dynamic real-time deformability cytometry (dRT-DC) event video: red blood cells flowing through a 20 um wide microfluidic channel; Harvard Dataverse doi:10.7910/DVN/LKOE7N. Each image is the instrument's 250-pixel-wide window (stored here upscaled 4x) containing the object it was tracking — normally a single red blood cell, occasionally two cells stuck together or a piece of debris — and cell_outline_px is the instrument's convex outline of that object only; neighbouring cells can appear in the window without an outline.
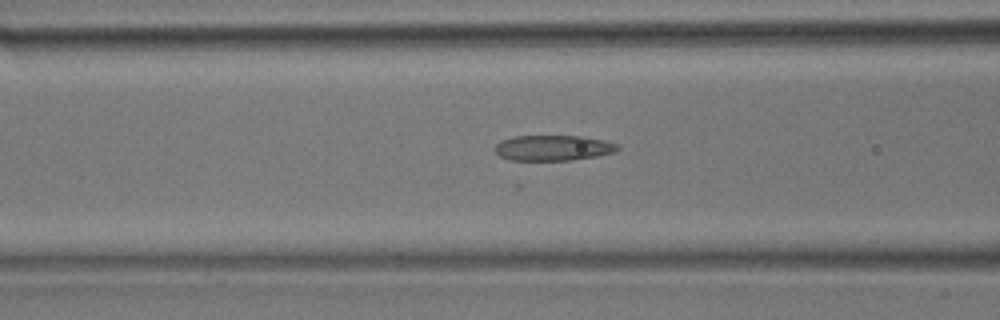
{"species": "common noctule bat (a hibernating species)", "species_latin": "Nyctalus noctula", "temperature_condition": "room temperature", "stored_images_in_passage": 25, "camera_frame_rate_fps": 3000, "um_per_image_px": 0.085, "animal": {"sex": "male", "body_mass_g": 17.9}, "frame": {"image": 1, "passage_image": 7, "time_ms": 2.0, "image_size_px": [1000, 320], "cell_outline_px": [[620, 148], [616, 152], [596, 156], [572, 160], [508, 160], [500, 156], [496, 152], [496, 144], [500, 140], [512, 136], [584, 136], [604, 140], [616, 144]], "centroid_in_image_um": [47.01, 12.57], "position_along_channel_um": 119.6, "area_um2": 18.26}}
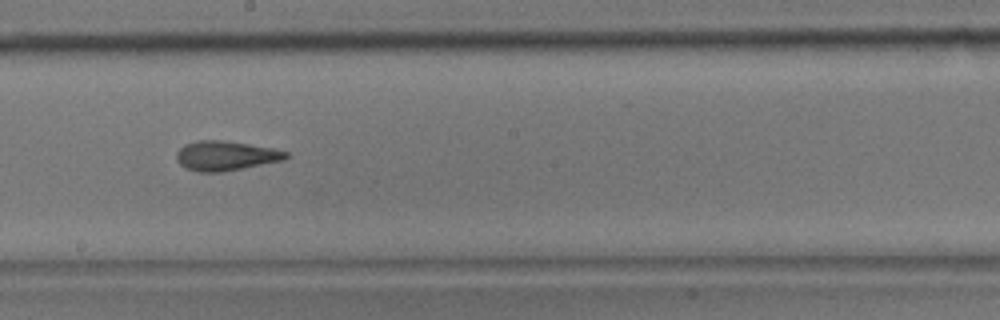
{"frame": {"image": 2, "passage_image": 15, "time_ms": 4.667, "image_size_px": [1000, 320], "cell_outline_px": [[288, 156], [284, 160], [224, 172], [196, 172], [184, 168], [176, 160], [176, 152], [184, 144], [196, 140], [220, 140], [248, 144], [272, 148], [288, 152]], "centroid_in_image_um": [19.14, 13.25], "position_along_channel_um": 229.1, "area_um2": 19.02}}
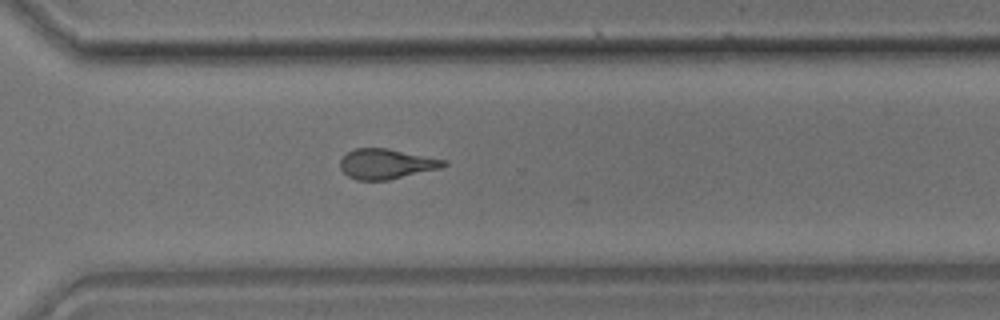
{"frame": {"image": 3, "passage_image": 23, "time_ms": 7.333, "image_size_px": [1000, 320], "cell_outline_px": [[448, 164], [440, 168], [388, 180], [356, 180], [348, 176], [340, 168], [340, 160], [348, 152], [356, 148], [388, 148], [448, 160]], "centroid_in_image_um": [32.85, 13.93], "position_along_channel_um": 337.8, "area_um2": 18.15}}